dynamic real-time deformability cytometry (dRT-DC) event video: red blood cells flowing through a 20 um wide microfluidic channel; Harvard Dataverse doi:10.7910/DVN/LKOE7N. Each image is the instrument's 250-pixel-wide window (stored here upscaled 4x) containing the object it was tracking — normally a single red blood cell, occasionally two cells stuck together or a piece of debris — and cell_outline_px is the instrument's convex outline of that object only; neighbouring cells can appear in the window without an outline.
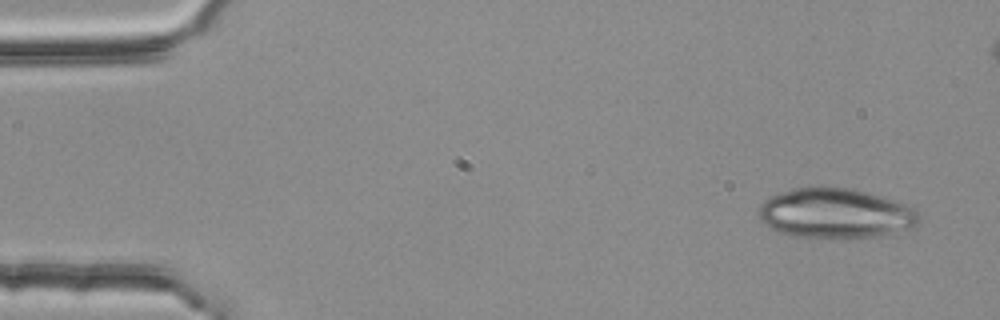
{"species": "common noctule bat (a hibernating species)", "species_latin": "Nyctalus noctula", "temperature_condition": "room temperature", "stored_images_in_passage": 4, "camera_frame_rate_fps": 3000, "um_per_image_px": 0.085, "animal": {"sex": "female", "body_mass_g": 25.1}, "frame": {"image": 1, "passage_image": 1, "time_ms": 0.0, "image_size_px": [1000, 320], "cell_outline_px": [[920, 220], [916, 224], [908, 228], [884, 236], [792, 236], [776, 232], [764, 224], [760, 220], [760, 204], [764, 200], [772, 196], [796, 188], [820, 184], [852, 188], [880, 196], [904, 204], [912, 208], [920, 216]], "centroid_in_image_um": [70.97, 18.09], "position_along_channel_um": 14.0, "area_um2": 46.3}}